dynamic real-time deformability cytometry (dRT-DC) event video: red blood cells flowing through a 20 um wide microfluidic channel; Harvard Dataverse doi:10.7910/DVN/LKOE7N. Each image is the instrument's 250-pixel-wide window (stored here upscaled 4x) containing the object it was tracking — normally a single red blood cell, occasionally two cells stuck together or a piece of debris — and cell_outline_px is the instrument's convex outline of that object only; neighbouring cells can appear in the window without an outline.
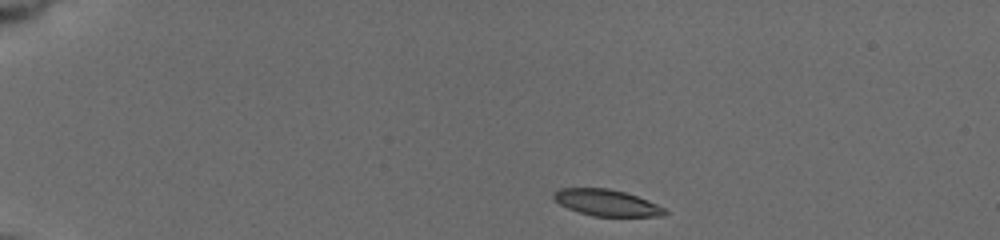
{"species": "common noctule bat (a hibernating species)", "species_latin": "Nyctalus noctula", "temperature_condition": "cold", "stored_images_in_passage": 45, "camera_frame_rate_fps": 3000, "um_per_image_px": 0.085, "animal": {"sex": "female", "body_mass_g": 19.5, "forearm_length_mm": 54.1}, "frame": {"image": 1, "passage_image": 1, "time_ms": 0.0, "image_size_px": [1000, 240], "cell_outline_px": [[668, 212], [664, 216], [592, 216], [568, 208], [560, 204], [552, 196], [552, 192], [560, 188], [608, 188], [624, 192], [648, 200], [664, 208]], "centroid_in_image_um": [51.55, 17.23], "position_along_channel_um": 33.4, "area_um2": 16.99}}
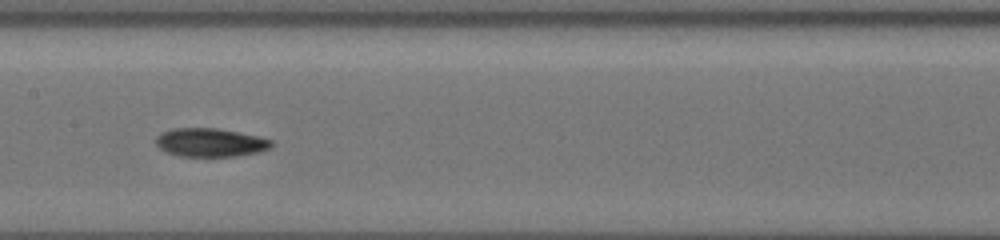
{"frame": {"image": 2, "passage_image": 20, "time_ms": 6.333, "image_size_px": [1000, 240], "cell_outline_px": [[272, 148], [260, 152], [236, 156], [180, 156], [168, 152], [160, 148], [156, 144], [156, 136], [160, 132], [172, 128], [216, 128], [256, 136], [272, 140]], "centroid_in_image_um": [17.87, 12.11], "position_along_channel_um": 189.5, "area_um2": 19.13}}
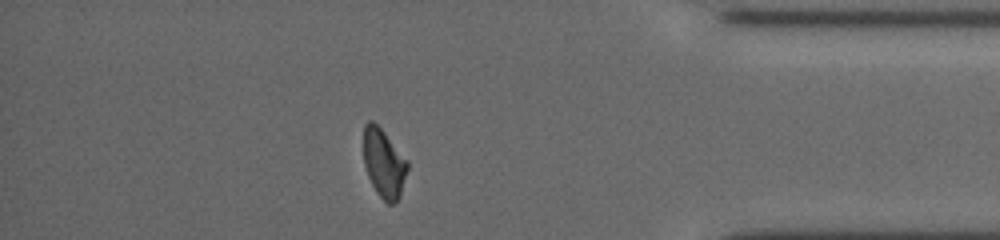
{"frame": {"image": 3, "passage_image": 39, "time_ms": 12.667, "image_size_px": [1000, 240], "cell_outline_px": [[408, 168], [400, 196], [392, 204], [388, 204], [376, 192], [368, 176], [364, 164], [364, 124], [368, 120], [372, 120], [384, 132], [408, 160]], "centroid_in_image_um": [32.63, 13.87], "position_along_channel_um": 402.6, "area_um2": 17.46}, "authors_computed_cell_mechanics": {"area_um2": 18.1492, "velocity_mm_per_s": 3.7485, "shape_relaxation_time_tau1_ms": 5.8274, "shape_relaxation_time_tau2_ms": 2.5105, "deformation_change_tau1": 0.1612, "deformation_change_tau2": 0.0778}}